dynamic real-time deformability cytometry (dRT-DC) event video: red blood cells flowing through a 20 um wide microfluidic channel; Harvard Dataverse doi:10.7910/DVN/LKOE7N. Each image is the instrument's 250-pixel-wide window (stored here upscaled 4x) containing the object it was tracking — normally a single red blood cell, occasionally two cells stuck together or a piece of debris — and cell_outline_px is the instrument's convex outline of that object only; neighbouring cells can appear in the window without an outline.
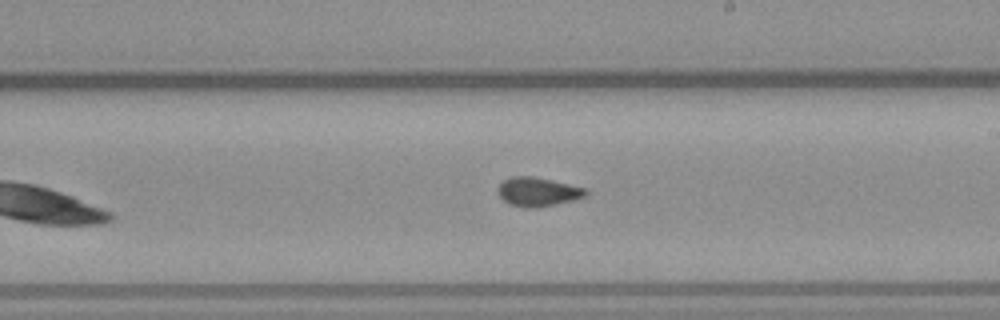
{"species": "common noctule bat (a hibernating species)", "species_latin": "Nyctalus noctula", "temperature_condition": "warm", "stored_images_in_passage": 8, "camera_frame_rate_fps": 3000, "um_per_image_px": 0.085, "animal": {"sex": "male", "body_mass_g": 23.1, "forearm_length_mm": 52.7}, "frame": {"image": 1, "passage_image": 8, "time_ms": 8.333, "image_size_px": [1000, 320], "cell_outline_px": [[588, 192], [584, 196], [572, 200], [540, 208], [524, 208], [508, 204], [496, 192], [496, 188], [504, 180], [512, 176], [532, 176], [552, 180], [588, 188]], "centroid_in_image_um": [45.69, 16.31], "position_along_channel_um": 243.3, "area_um2": 15.03}}